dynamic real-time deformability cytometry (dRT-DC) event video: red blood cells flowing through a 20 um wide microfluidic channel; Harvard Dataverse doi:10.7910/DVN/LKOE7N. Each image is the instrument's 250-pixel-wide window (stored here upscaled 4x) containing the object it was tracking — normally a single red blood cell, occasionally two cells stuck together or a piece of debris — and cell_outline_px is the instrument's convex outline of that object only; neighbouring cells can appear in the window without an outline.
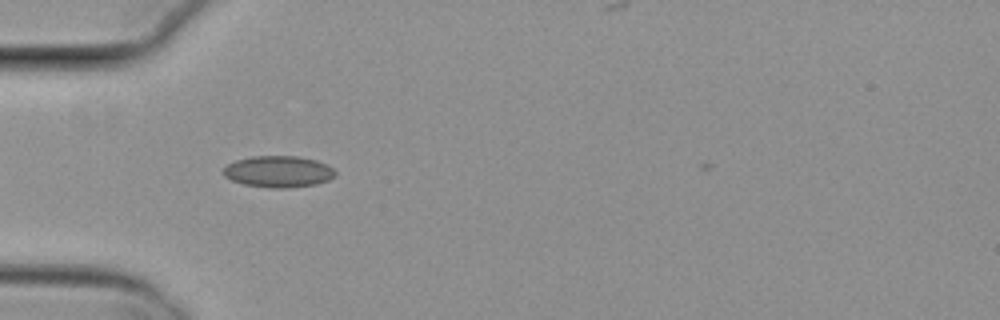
{"species": "common noctule bat (a hibernating species)", "species_latin": "Nyctalus noctula", "temperature_condition": "cold", "stored_images_in_passage": 6, "camera_frame_rate_fps": 3000, "um_per_image_px": 0.085, "animal": {"sex": "female", "body_mass_g": 29.2, "forearm_length_mm": 56.3}, "frame": {"image": 1, "passage_image": 5, "time_ms": 1.333, "image_size_px": [1000, 320], "cell_outline_px": [[336, 176], [328, 180], [316, 184], [288, 188], [268, 188], [244, 184], [232, 180], [224, 176], [220, 172], [228, 164], [236, 160], [252, 156], [296, 156], [316, 160], [328, 164], [336, 172]], "centroid_in_image_um": [23.66, 14.59], "position_along_channel_um": 61.3, "area_um2": 20.69}}
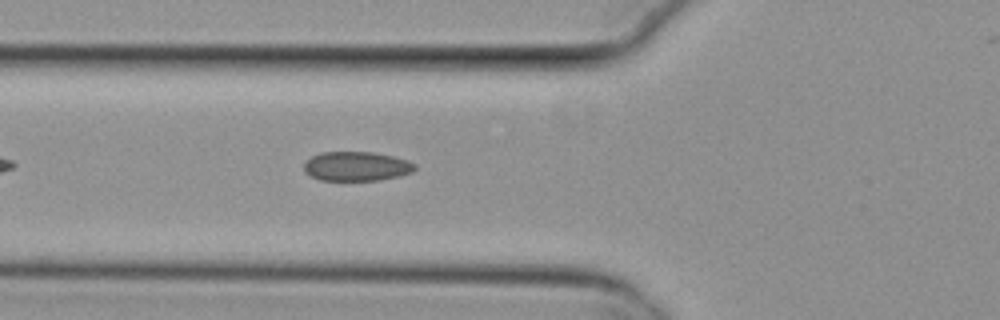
{"frame": {"image": 2, "passage_image": 6, "time_ms": 1.667, "image_size_px": [1000, 320], "cell_outline_px": [[416, 168], [412, 172], [400, 176], [380, 180], [320, 180], [304, 172], [304, 164], [312, 156], [320, 152], [372, 152], [392, 156], [408, 160], [416, 164]], "centroid_in_image_um": [30.32, 14.13], "position_along_channel_um": 95.5, "area_um2": 18.96}}